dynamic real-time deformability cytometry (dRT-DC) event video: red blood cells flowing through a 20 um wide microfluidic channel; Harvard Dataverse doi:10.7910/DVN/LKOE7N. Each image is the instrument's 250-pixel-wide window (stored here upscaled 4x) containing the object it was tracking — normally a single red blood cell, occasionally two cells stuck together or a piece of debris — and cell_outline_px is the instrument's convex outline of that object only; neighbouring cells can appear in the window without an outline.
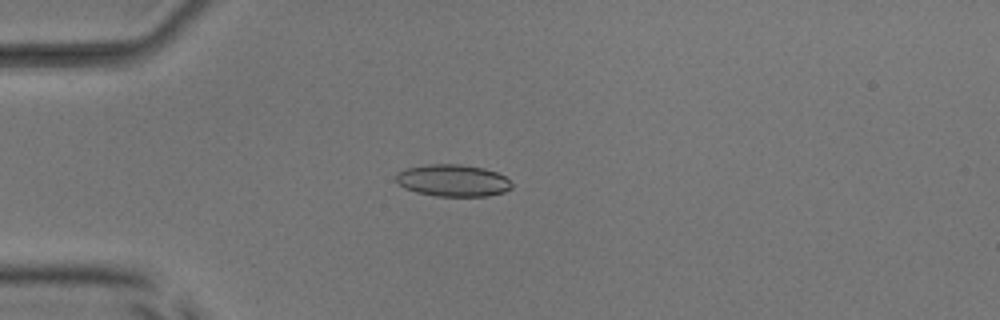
{"species": "common noctule bat (a hibernating species)", "species_latin": "Nyctalus noctula", "temperature_condition": "room temperature", "stored_images_in_passage": 53, "camera_frame_rate_fps": 3000, "um_per_image_px": 0.085, "animal": {"sex": "male", "body_mass_g": 17.9, "forearm_length_mm": 54.2}, "frame": {"image": 1, "passage_image": 15, "time_ms": 4.667, "image_size_px": [1000, 320], "cell_outline_px": [[512, 188], [504, 192], [488, 196], [436, 196], [416, 192], [404, 188], [396, 180], [396, 172], [408, 168], [428, 164], [460, 164], [484, 168], [496, 172], [504, 176], [512, 184]], "centroid_in_image_um": [38.5, 15.34], "position_along_channel_um": 46.5, "area_um2": 21.56}}
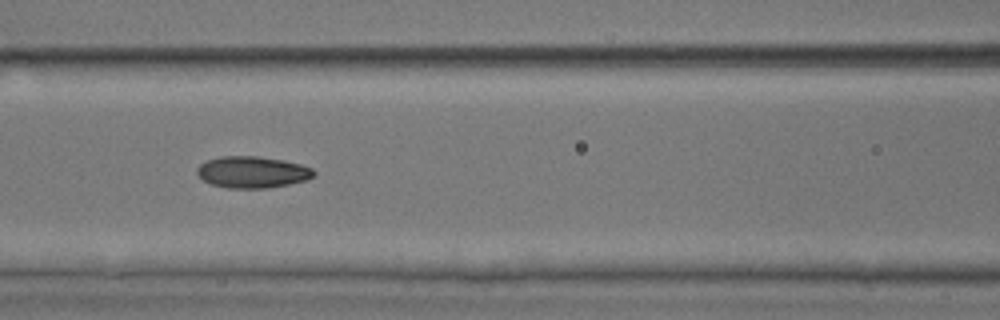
{"frame": {"image": 2, "passage_image": 24, "time_ms": 7.667, "image_size_px": [1000, 320], "cell_outline_px": [[316, 172], [308, 180], [288, 184], [264, 188], [224, 188], [212, 184], [204, 180], [196, 172], [196, 168], [200, 164], [208, 160], [220, 156], [260, 156], [284, 160], [300, 164], [312, 168]], "centroid_in_image_um": [21.45, 14.62], "position_along_channel_um": 145.2, "area_um2": 21.5}}
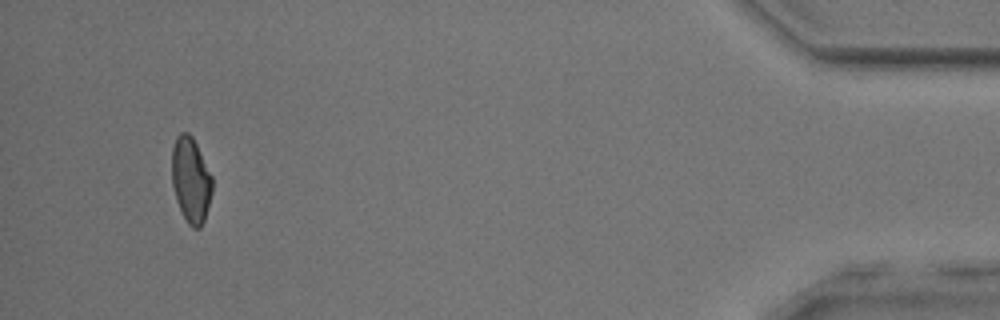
{"frame": {"image": 3, "passage_image": 50, "time_ms": 16.333, "image_size_px": [1000, 320], "cell_outline_px": [[212, 192], [204, 220], [200, 228], [192, 228], [188, 224], [176, 200], [172, 184], [172, 148], [176, 136], [180, 132], [188, 132], [192, 136], [212, 176]], "centroid_in_image_um": [16.21, 15.28], "position_along_channel_um": 419.0, "area_um2": 20.0}, "authors_computed_cell_mechanics": {"area_um2": 20.8658, "velocity_mm_per_s": 3.9899, "shape_relaxation_time_tau1_ms": null, "shape_relaxation_time_tau2_ms": 2.4705, "deformation_change_tau1": null, "deformation_change_tau2": 0.0878}}